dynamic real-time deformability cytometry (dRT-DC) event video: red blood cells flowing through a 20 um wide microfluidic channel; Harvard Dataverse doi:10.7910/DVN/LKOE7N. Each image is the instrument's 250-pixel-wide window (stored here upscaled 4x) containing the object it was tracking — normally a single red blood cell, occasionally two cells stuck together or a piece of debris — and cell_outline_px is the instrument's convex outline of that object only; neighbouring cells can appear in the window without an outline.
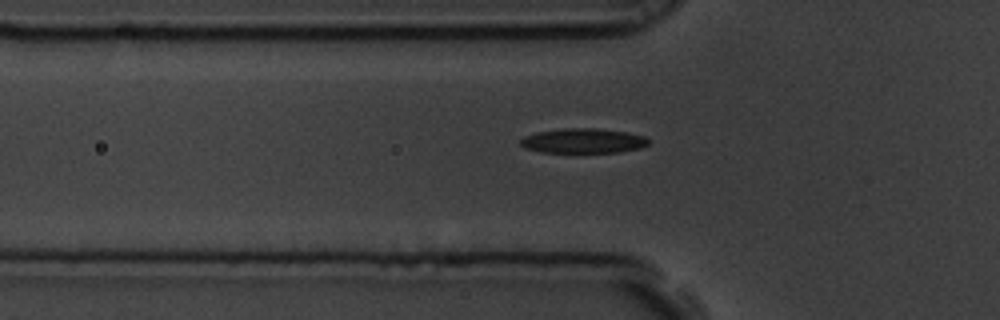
{"species": "common noctule bat (a hibernating species)", "species_latin": "Nyctalus noctula", "temperature_condition": "room temperature", "stored_images_in_passage": 36, "camera_frame_rate_fps": 3000, "um_per_image_px": 0.085, "animal": {"sex": "male", "body_mass_g": 19.5, "forearm_length_mm": 54.6}, "frame": {"image": 1, "passage_image": 3, "time_ms": 0.667, "image_size_px": [1000, 320], "cell_outline_px": [[648, 144], [640, 148], [616, 152], [540, 152], [524, 148], [520, 144], [520, 140], [524, 136], [536, 132], [564, 128], [596, 128], [624, 132], [644, 136], [648, 140]], "centroid_in_image_um": [49.52, 11.97], "position_along_channel_um": 76.3, "area_um2": 18.32}}
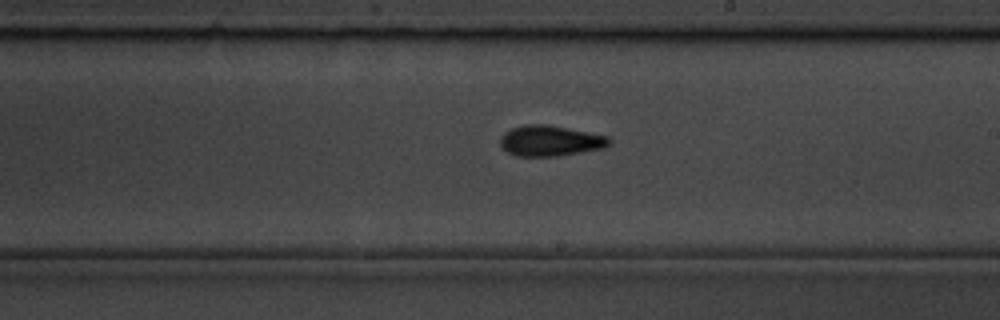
{"frame": {"image": 2, "passage_image": 17, "time_ms": 5.333, "image_size_px": [1000, 320], "cell_outline_px": [[612, 144], [604, 148], [556, 156], [516, 156], [508, 152], [500, 144], [500, 136], [504, 132], [512, 128], [524, 124], [548, 124], [608, 136], [612, 140]], "centroid_in_image_um": [46.78, 11.96], "position_along_channel_um": 242.2, "area_um2": 19.54}}
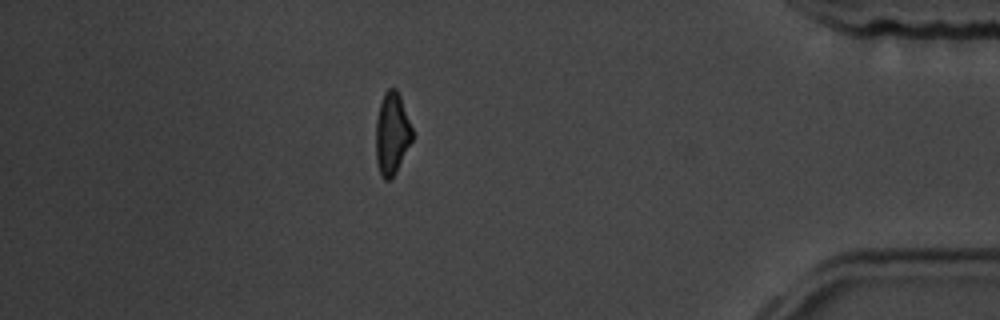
{"frame": {"image": 3, "passage_image": 34, "time_ms": 11.0, "image_size_px": [1000, 320], "cell_outline_px": [[412, 140], [396, 172], [388, 180], [384, 180], [376, 164], [376, 120], [380, 104], [384, 92], [388, 88], [396, 88], [400, 96], [412, 128]], "centroid_in_image_um": [33.3, 11.35], "position_along_channel_um": 401.9, "area_um2": 17.22}, "authors_computed_cell_mechanics": {"area_um2": 18.5249, "velocity_mm_per_s": 3.5467, "shape_relaxation_time_tau1_ms": 4.3864, "shape_relaxation_time_tau2_ms": 4.7342, "deformation_change_tau1": 0.1568, "deformation_change_tau2": 0.1177}}